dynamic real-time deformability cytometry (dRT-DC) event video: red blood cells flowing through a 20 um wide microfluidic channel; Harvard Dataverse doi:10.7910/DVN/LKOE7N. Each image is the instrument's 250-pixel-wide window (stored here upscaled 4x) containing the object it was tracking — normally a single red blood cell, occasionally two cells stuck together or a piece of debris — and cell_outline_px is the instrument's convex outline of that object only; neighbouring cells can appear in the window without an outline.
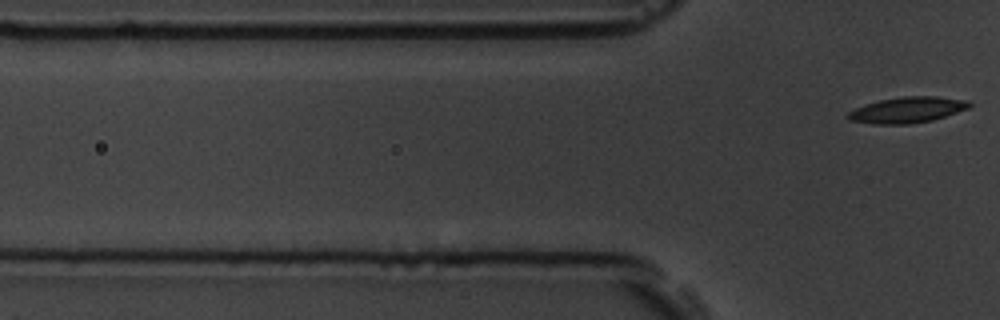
{"species": "common noctule bat (a hibernating species)", "species_latin": "Nyctalus noctula", "temperature_condition": "room temperature", "stored_images_in_passage": 5, "segment_of_instrument_passage": [2, 2], "camera_frame_rate_fps": 3000, "um_per_image_px": 0.085, "animal": {"sex": "male", "body_mass_g": 19.5, "forearm_length_mm": 54.6}, "frame": {"image": 1, "passage_image": 5, "time_ms": 4.667, "image_size_px": [1000, 320], "cell_outline_px": [[972, 104], [968, 108], [932, 120], [908, 124], [872, 124], [848, 120], [844, 116], [848, 112], [856, 108], [880, 100], [904, 96], [936, 96], [968, 100]], "centroid_in_image_um": [77.09, 9.34], "position_along_channel_um": 48.7, "area_um2": 18.21}}